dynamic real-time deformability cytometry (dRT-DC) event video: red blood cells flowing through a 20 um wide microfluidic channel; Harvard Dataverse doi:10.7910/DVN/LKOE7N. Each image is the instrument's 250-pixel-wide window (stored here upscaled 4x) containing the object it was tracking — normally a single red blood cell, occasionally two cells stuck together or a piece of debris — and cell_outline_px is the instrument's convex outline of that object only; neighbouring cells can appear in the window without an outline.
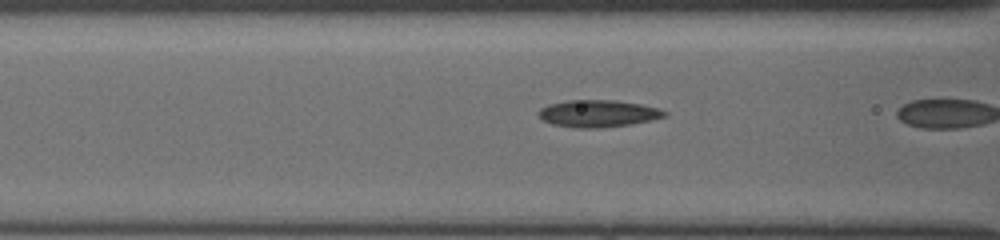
{"species": "common noctule bat (a hibernating species)", "species_latin": "Nyctalus noctula", "temperature_condition": "cold", "stored_images_in_passage": 6, "camera_frame_rate_fps": 3000, "um_per_image_px": 0.085, "animal": {"sex": "female", "body_mass_g": 19.5, "forearm_length_mm": 54.1}, "frame": {"image": 1, "passage_image": 5, "time_ms": 1.333, "image_size_px": [1000, 240], "cell_outline_px": [[668, 116], [652, 120], [628, 124], [596, 128], [576, 128], [552, 124], [544, 120], [536, 112], [540, 108], [548, 104], [568, 100], [616, 100], [640, 104], [656, 108], [668, 112]], "centroid_in_image_um": [50.82, 9.64], "position_along_channel_um": 115.8, "area_um2": 19.83}}